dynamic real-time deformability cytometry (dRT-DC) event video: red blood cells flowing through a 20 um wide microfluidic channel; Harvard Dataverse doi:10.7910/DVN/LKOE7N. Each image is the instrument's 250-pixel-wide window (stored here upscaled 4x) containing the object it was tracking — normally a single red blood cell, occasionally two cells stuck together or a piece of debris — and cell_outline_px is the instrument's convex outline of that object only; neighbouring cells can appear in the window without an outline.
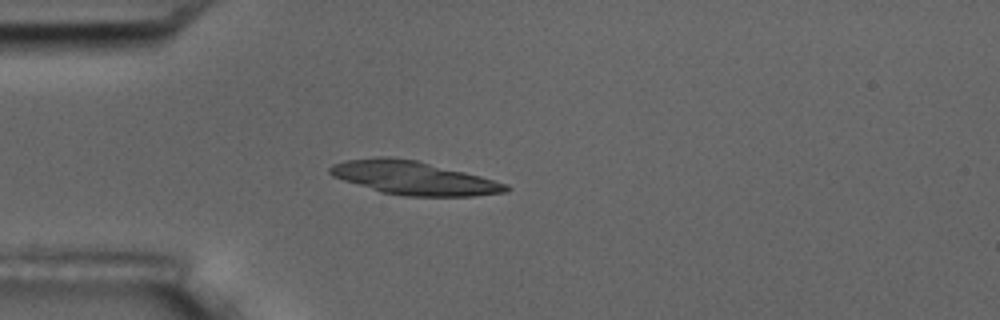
{"species": "common noctule bat (a hibernating species)", "species_latin": "Nyctalus noctula", "temperature_condition": "room temperature", "stored_images_in_passage": 3, "camera_frame_rate_fps": 3000, "um_per_image_px": 0.085, "animal": {"sex": "male", "body_mass_g": 17.5, "forearm_length_mm": 52.3}, "frame": {"image": 1, "passage_image": 3, "time_ms": 3.333, "image_size_px": [1000, 320], "cell_outline_px": [[512, 188], [508, 192], [472, 196], [404, 196], [380, 192], [332, 176], [328, 172], [328, 168], [332, 164], [344, 160], [376, 156], [388, 156], [416, 160], [480, 176], [508, 184]], "centroid_in_image_um": [35.13, 15.12], "position_along_channel_um": 49.9, "area_um2": 34.39}}